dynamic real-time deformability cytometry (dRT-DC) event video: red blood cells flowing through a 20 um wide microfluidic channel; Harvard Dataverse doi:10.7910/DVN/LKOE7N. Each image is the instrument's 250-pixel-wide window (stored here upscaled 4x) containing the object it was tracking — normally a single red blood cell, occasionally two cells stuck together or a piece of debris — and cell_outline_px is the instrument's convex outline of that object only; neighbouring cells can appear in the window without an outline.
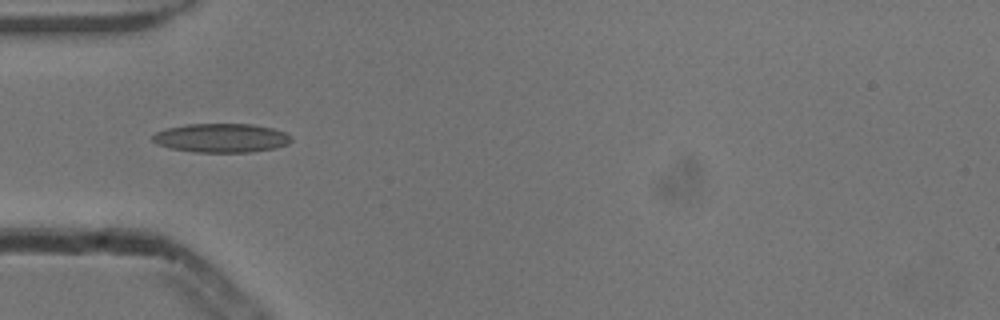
{"species": "common noctule bat (a hibernating species)", "species_latin": "Nyctalus noctula", "temperature_condition": "cold", "stored_images_in_passage": 36, "camera_frame_rate_fps": 3000, "um_per_image_px": 0.085, "animal": {"sex": "male", "body_mass_g": 13.3}, "frame": {"image": 1, "passage_image": 1, "time_ms": 0.0, "image_size_px": [1000, 320], "cell_outline_px": [[292, 140], [288, 144], [276, 148], [248, 152], [196, 152], [168, 148], [156, 144], [152, 140], [152, 136], [156, 132], [168, 128], [188, 124], [252, 124], [272, 128], [284, 132], [292, 136]], "centroid_in_image_um": [18.81, 11.73], "position_along_channel_um": 66.2, "area_um2": 23.41}}